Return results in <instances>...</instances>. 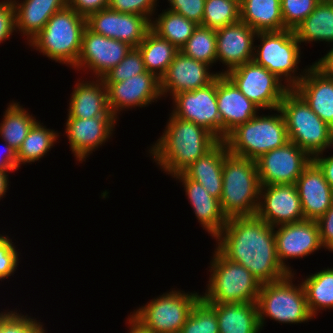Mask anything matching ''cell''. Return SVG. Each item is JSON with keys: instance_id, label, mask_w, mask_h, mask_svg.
Wrapping results in <instances>:
<instances>
[{"instance_id": "9f6ffc18", "label": "cell", "mask_w": 333, "mask_h": 333, "mask_svg": "<svg viewBox=\"0 0 333 333\" xmlns=\"http://www.w3.org/2000/svg\"><path fill=\"white\" fill-rule=\"evenodd\" d=\"M320 1L333 2V0H320Z\"/></svg>"}, {"instance_id": "4316f807", "label": "cell", "mask_w": 333, "mask_h": 333, "mask_svg": "<svg viewBox=\"0 0 333 333\" xmlns=\"http://www.w3.org/2000/svg\"><path fill=\"white\" fill-rule=\"evenodd\" d=\"M16 33L27 44L43 29L53 14L68 5V0H14Z\"/></svg>"}, {"instance_id": "7402d4cb", "label": "cell", "mask_w": 333, "mask_h": 333, "mask_svg": "<svg viewBox=\"0 0 333 333\" xmlns=\"http://www.w3.org/2000/svg\"><path fill=\"white\" fill-rule=\"evenodd\" d=\"M217 104L221 118V140H225L232 130L251 120L261 110L226 75L217 77Z\"/></svg>"}, {"instance_id": "d590c367", "label": "cell", "mask_w": 333, "mask_h": 333, "mask_svg": "<svg viewBox=\"0 0 333 333\" xmlns=\"http://www.w3.org/2000/svg\"><path fill=\"white\" fill-rule=\"evenodd\" d=\"M155 17L151 20V30L159 37L168 40L179 50L198 26V24L188 20L183 15L168 9H163Z\"/></svg>"}, {"instance_id": "8d00e7d4", "label": "cell", "mask_w": 333, "mask_h": 333, "mask_svg": "<svg viewBox=\"0 0 333 333\" xmlns=\"http://www.w3.org/2000/svg\"><path fill=\"white\" fill-rule=\"evenodd\" d=\"M179 51L211 67L216 65V30L198 25Z\"/></svg>"}, {"instance_id": "f35d334b", "label": "cell", "mask_w": 333, "mask_h": 333, "mask_svg": "<svg viewBox=\"0 0 333 333\" xmlns=\"http://www.w3.org/2000/svg\"><path fill=\"white\" fill-rule=\"evenodd\" d=\"M180 333H219L215 310L201 298L195 304Z\"/></svg>"}, {"instance_id": "7c38bea8", "label": "cell", "mask_w": 333, "mask_h": 333, "mask_svg": "<svg viewBox=\"0 0 333 333\" xmlns=\"http://www.w3.org/2000/svg\"><path fill=\"white\" fill-rule=\"evenodd\" d=\"M171 114L191 121L221 140V118L217 107V78L207 86L175 94Z\"/></svg>"}, {"instance_id": "7bdbcfd3", "label": "cell", "mask_w": 333, "mask_h": 333, "mask_svg": "<svg viewBox=\"0 0 333 333\" xmlns=\"http://www.w3.org/2000/svg\"><path fill=\"white\" fill-rule=\"evenodd\" d=\"M9 235L0 234V281L10 278L18 269L20 253L16 243L12 242Z\"/></svg>"}, {"instance_id": "681fc988", "label": "cell", "mask_w": 333, "mask_h": 333, "mask_svg": "<svg viewBox=\"0 0 333 333\" xmlns=\"http://www.w3.org/2000/svg\"><path fill=\"white\" fill-rule=\"evenodd\" d=\"M1 141L4 143V145L2 144L0 146V171H17L18 168L16 151L5 141Z\"/></svg>"}, {"instance_id": "6da1fadb", "label": "cell", "mask_w": 333, "mask_h": 333, "mask_svg": "<svg viewBox=\"0 0 333 333\" xmlns=\"http://www.w3.org/2000/svg\"><path fill=\"white\" fill-rule=\"evenodd\" d=\"M214 241V247L229 260L243 265L260 284L289 275L277 256L274 227L257 215L229 218Z\"/></svg>"}, {"instance_id": "816d5d0a", "label": "cell", "mask_w": 333, "mask_h": 333, "mask_svg": "<svg viewBox=\"0 0 333 333\" xmlns=\"http://www.w3.org/2000/svg\"><path fill=\"white\" fill-rule=\"evenodd\" d=\"M328 47L330 49L327 50V53L314 61L312 65L325 76L333 78V44Z\"/></svg>"}, {"instance_id": "8fae6325", "label": "cell", "mask_w": 333, "mask_h": 333, "mask_svg": "<svg viewBox=\"0 0 333 333\" xmlns=\"http://www.w3.org/2000/svg\"><path fill=\"white\" fill-rule=\"evenodd\" d=\"M226 76L240 92L257 107L270 112L278 109L284 94L289 90L273 73L254 61L230 70Z\"/></svg>"}, {"instance_id": "c3c4849f", "label": "cell", "mask_w": 333, "mask_h": 333, "mask_svg": "<svg viewBox=\"0 0 333 333\" xmlns=\"http://www.w3.org/2000/svg\"><path fill=\"white\" fill-rule=\"evenodd\" d=\"M68 6L87 18L89 15L107 8L109 0H68Z\"/></svg>"}, {"instance_id": "5bb4252c", "label": "cell", "mask_w": 333, "mask_h": 333, "mask_svg": "<svg viewBox=\"0 0 333 333\" xmlns=\"http://www.w3.org/2000/svg\"><path fill=\"white\" fill-rule=\"evenodd\" d=\"M312 157L295 143L288 141L283 146L262 154L257 160L261 185L296 184Z\"/></svg>"}, {"instance_id": "e575fe53", "label": "cell", "mask_w": 333, "mask_h": 333, "mask_svg": "<svg viewBox=\"0 0 333 333\" xmlns=\"http://www.w3.org/2000/svg\"><path fill=\"white\" fill-rule=\"evenodd\" d=\"M142 53L146 71L154 74L161 79L175 55L179 52L168 40L159 37L155 32L150 30L142 42L138 45Z\"/></svg>"}, {"instance_id": "2e32d148", "label": "cell", "mask_w": 333, "mask_h": 333, "mask_svg": "<svg viewBox=\"0 0 333 333\" xmlns=\"http://www.w3.org/2000/svg\"><path fill=\"white\" fill-rule=\"evenodd\" d=\"M274 234L278 259L289 274L297 273L288 264V260L302 259L323 249L316 221L305 219L279 225L274 227Z\"/></svg>"}, {"instance_id": "f907efd6", "label": "cell", "mask_w": 333, "mask_h": 333, "mask_svg": "<svg viewBox=\"0 0 333 333\" xmlns=\"http://www.w3.org/2000/svg\"><path fill=\"white\" fill-rule=\"evenodd\" d=\"M312 161L319 167L322 171L324 178L333 188V154L330 156L324 155V152L319 153L312 157Z\"/></svg>"}, {"instance_id": "9c48e42d", "label": "cell", "mask_w": 333, "mask_h": 333, "mask_svg": "<svg viewBox=\"0 0 333 333\" xmlns=\"http://www.w3.org/2000/svg\"><path fill=\"white\" fill-rule=\"evenodd\" d=\"M273 111L267 115L259 112L232 130L224 140L229 153L257 160L262 154L287 143L289 137L284 117L279 109Z\"/></svg>"}, {"instance_id": "60d3db41", "label": "cell", "mask_w": 333, "mask_h": 333, "mask_svg": "<svg viewBox=\"0 0 333 333\" xmlns=\"http://www.w3.org/2000/svg\"><path fill=\"white\" fill-rule=\"evenodd\" d=\"M146 72L143 56L138 47H132L119 64L113 67L102 79L104 82H122L130 77Z\"/></svg>"}, {"instance_id": "30bf717a", "label": "cell", "mask_w": 333, "mask_h": 333, "mask_svg": "<svg viewBox=\"0 0 333 333\" xmlns=\"http://www.w3.org/2000/svg\"><path fill=\"white\" fill-rule=\"evenodd\" d=\"M169 291L130 312L152 333H180L195 304L201 299L200 292L175 288Z\"/></svg>"}, {"instance_id": "ba28073f", "label": "cell", "mask_w": 333, "mask_h": 333, "mask_svg": "<svg viewBox=\"0 0 333 333\" xmlns=\"http://www.w3.org/2000/svg\"><path fill=\"white\" fill-rule=\"evenodd\" d=\"M278 109L284 117L289 141L311 157L333 148L330 126L317 116L294 89L284 94Z\"/></svg>"}, {"instance_id": "277c9868", "label": "cell", "mask_w": 333, "mask_h": 333, "mask_svg": "<svg viewBox=\"0 0 333 333\" xmlns=\"http://www.w3.org/2000/svg\"><path fill=\"white\" fill-rule=\"evenodd\" d=\"M222 179L220 206L227 219L256 215L261 189L256 160L228 153Z\"/></svg>"}, {"instance_id": "d6986e66", "label": "cell", "mask_w": 333, "mask_h": 333, "mask_svg": "<svg viewBox=\"0 0 333 333\" xmlns=\"http://www.w3.org/2000/svg\"><path fill=\"white\" fill-rule=\"evenodd\" d=\"M256 215L272 227L305 220L296 185H261Z\"/></svg>"}, {"instance_id": "9a60e30c", "label": "cell", "mask_w": 333, "mask_h": 333, "mask_svg": "<svg viewBox=\"0 0 333 333\" xmlns=\"http://www.w3.org/2000/svg\"><path fill=\"white\" fill-rule=\"evenodd\" d=\"M104 83L110 111L117 119L123 111L136 109V107L145 108L162 98L160 79L148 71L122 82Z\"/></svg>"}, {"instance_id": "bcb514c9", "label": "cell", "mask_w": 333, "mask_h": 333, "mask_svg": "<svg viewBox=\"0 0 333 333\" xmlns=\"http://www.w3.org/2000/svg\"><path fill=\"white\" fill-rule=\"evenodd\" d=\"M16 32L15 9L12 1H0V44Z\"/></svg>"}, {"instance_id": "d4e9b609", "label": "cell", "mask_w": 333, "mask_h": 333, "mask_svg": "<svg viewBox=\"0 0 333 333\" xmlns=\"http://www.w3.org/2000/svg\"><path fill=\"white\" fill-rule=\"evenodd\" d=\"M77 79L70 94L67 117L90 119L94 117H115L109 108L107 89L103 79L89 76Z\"/></svg>"}, {"instance_id": "4fadbf2b", "label": "cell", "mask_w": 333, "mask_h": 333, "mask_svg": "<svg viewBox=\"0 0 333 333\" xmlns=\"http://www.w3.org/2000/svg\"><path fill=\"white\" fill-rule=\"evenodd\" d=\"M132 47L122 41L91 31L87 26L82 35V47L75 71H86L93 78L102 79L124 59Z\"/></svg>"}, {"instance_id": "5b68a950", "label": "cell", "mask_w": 333, "mask_h": 333, "mask_svg": "<svg viewBox=\"0 0 333 333\" xmlns=\"http://www.w3.org/2000/svg\"><path fill=\"white\" fill-rule=\"evenodd\" d=\"M209 279L201 298L208 304L256 302L261 284L243 265L226 258L216 247Z\"/></svg>"}, {"instance_id": "7dc6e473", "label": "cell", "mask_w": 333, "mask_h": 333, "mask_svg": "<svg viewBox=\"0 0 333 333\" xmlns=\"http://www.w3.org/2000/svg\"><path fill=\"white\" fill-rule=\"evenodd\" d=\"M323 249L333 252V204L317 221Z\"/></svg>"}, {"instance_id": "1f68e13d", "label": "cell", "mask_w": 333, "mask_h": 333, "mask_svg": "<svg viewBox=\"0 0 333 333\" xmlns=\"http://www.w3.org/2000/svg\"><path fill=\"white\" fill-rule=\"evenodd\" d=\"M302 285L305 290L307 306L314 318L322 311L333 310V268L324 267L314 274L304 275ZM322 310V311H321ZM321 311V312H319Z\"/></svg>"}, {"instance_id": "52a82bcc", "label": "cell", "mask_w": 333, "mask_h": 333, "mask_svg": "<svg viewBox=\"0 0 333 333\" xmlns=\"http://www.w3.org/2000/svg\"><path fill=\"white\" fill-rule=\"evenodd\" d=\"M295 275L289 274L283 279L261 284L256 301L261 330L267 318L281 325H298L315 319L309 312L302 283H294Z\"/></svg>"}, {"instance_id": "f1b7e54d", "label": "cell", "mask_w": 333, "mask_h": 333, "mask_svg": "<svg viewBox=\"0 0 333 333\" xmlns=\"http://www.w3.org/2000/svg\"><path fill=\"white\" fill-rule=\"evenodd\" d=\"M209 305L216 312L219 333H261L256 302Z\"/></svg>"}, {"instance_id": "f546056e", "label": "cell", "mask_w": 333, "mask_h": 333, "mask_svg": "<svg viewBox=\"0 0 333 333\" xmlns=\"http://www.w3.org/2000/svg\"><path fill=\"white\" fill-rule=\"evenodd\" d=\"M240 20L256 32L287 29L281 14V0H240Z\"/></svg>"}, {"instance_id": "ffe728a7", "label": "cell", "mask_w": 333, "mask_h": 333, "mask_svg": "<svg viewBox=\"0 0 333 333\" xmlns=\"http://www.w3.org/2000/svg\"><path fill=\"white\" fill-rule=\"evenodd\" d=\"M206 63L187 57L180 51L175 55L165 75L160 79V90L163 98L170 99L178 93L189 92L212 83L218 72L210 70Z\"/></svg>"}, {"instance_id": "7a4b0ae2", "label": "cell", "mask_w": 333, "mask_h": 333, "mask_svg": "<svg viewBox=\"0 0 333 333\" xmlns=\"http://www.w3.org/2000/svg\"><path fill=\"white\" fill-rule=\"evenodd\" d=\"M164 128L147 152L153 163L171 177L183 172L219 141L204 127L171 113Z\"/></svg>"}, {"instance_id": "83f0119b", "label": "cell", "mask_w": 333, "mask_h": 333, "mask_svg": "<svg viewBox=\"0 0 333 333\" xmlns=\"http://www.w3.org/2000/svg\"><path fill=\"white\" fill-rule=\"evenodd\" d=\"M229 153L224 140H219L208 152L187 167L183 173L206 188L213 197L220 200L223 187V161Z\"/></svg>"}, {"instance_id": "603a6c76", "label": "cell", "mask_w": 333, "mask_h": 333, "mask_svg": "<svg viewBox=\"0 0 333 333\" xmlns=\"http://www.w3.org/2000/svg\"><path fill=\"white\" fill-rule=\"evenodd\" d=\"M182 183L185 196L192 207L195 218L211 237L215 239L227 223L220 200L211 196L201 184L189 179L183 172L175 174L172 179Z\"/></svg>"}, {"instance_id": "ee69618b", "label": "cell", "mask_w": 333, "mask_h": 333, "mask_svg": "<svg viewBox=\"0 0 333 333\" xmlns=\"http://www.w3.org/2000/svg\"><path fill=\"white\" fill-rule=\"evenodd\" d=\"M159 0H109V8L116 12L138 14L150 21L157 14Z\"/></svg>"}, {"instance_id": "836d02e7", "label": "cell", "mask_w": 333, "mask_h": 333, "mask_svg": "<svg viewBox=\"0 0 333 333\" xmlns=\"http://www.w3.org/2000/svg\"><path fill=\"white\" fill-rule=\"evenodd\" d=\"M43 125L41 120H38L32 126L21 147L16 152L18 169L21 165L39 162L40 159L51 151V148H53L57 140H59L61 135L57 130L49 129Z\"/></svg>"}, {"instance_id": "ab89813d", "label": "cell", "mask_w": 333, "mask_h": 333, "mask_svg": "<svg viewBox=\"0 0 333 333\" xmlns=\"http://www.w3.org/2000/svg\"><path fill=\"white\" fill-rule=\"evenodd\" d=\"M16 309V310H15ZM14 310L0 311V333H46L41 320Z\"/></svg>"}, {"instance_id": "e0dca14e", "label": "cell", "mask_w": 333, "mask_h": 333, "mask_svg": "<svg viewBox=\"0 0 333 333\" xmlns=\"http://www.w3.org/2000/svg\"><path fill=\"white\" fill-rule=\"evenodd\" d=\"M66 118L64 133L78 163L86 162L93 152L113 137L118 122L116 117Z\"/></svg>"}, {"instance_id": "484cf974", "label": "cell", "mask_w": 333, "mask_h": 333, "mask_svg": "<svg viewBox=\"0 0 333 333\" xmlns=\"http://www.w3.org/2000/svg\"><path fill=\"white\" fill-rule=\"evenodd\" d=\"M329 126L333 123V78L310 65L302 80L293 88Z\"/></svg>"}, {"instance_id": "11a10c76", "label": "cell", "mask_w": 333, "mask_h": 333, "mask_svg": "<svg viewBox=\"0 0 333 333\" xmlns=\"http://www.w3.org/2000/svg\"><path fill=\"white\" fill-rule=\"evenodd\" d=\"M330 130H331V134H332V138H333V123L330 125Z\"/></svg>"}, {"instance_id": "f5cc1de1", "label": "cell", "mask_w": 333, "mask_h": 333, "mask_svg": "<svg viewBox=\"0 0 333 333\" xmlns=\"http://www.w3.org/2000/svg\"><path fill=\"white\" fill-rule=\"evenodd\" d=\"M126 324L129 327L127 333H152L150 330L145 328L139 321H137L131 314L126 319Z\"/></svg>"}, {"instance_id": "db71d44e", "label": "cell", "mask_w": 333, "mask_h": 333, "mask_svg": "<svg viewBox=\"0 0 333 333\" xmlns=\"http://www.w3.org/2000/svg\"><path fill=\"white\" fill-rule=\"evenodd\" d=\"M10 172L15 171H0V200L5 198L7 190L9 189V186H11L9 183V174Z\"/></svg>"}, {"instance_id": "f6af8a7d", "label": "cell", "mask_w": 333, "mask_h": 333, "mask_svg": "<svg viewBox=\"0 0 333 333\" xmlns=\"http://www.w3.org/2000/svg\"><path fill=\"white\" fill-rule=\"evenodd\" d=\"M167 2L170 6L167 8L168 10L202 25L205 0H167Z\"/></svg>"}, {"instance_id": "74e56055", "label": "cell", "mask_w": 333, "mask_h": 333, "mask_svg": "<svg viewBox=\"0 0 333 333\" xmlns=\"http://www.w3.org/2000/svg\"><path fill=\"white\" fill-rule=\"evenodd\" d=\"M240 0H205L203 27L218 30L240 20Z\"/></svg>"}, {"instance_id": "d6a6232c", "label": "cell", "mask_w": 333, "mask_h": 333, "mask_svg": "<svg viewBox=\"0 0 333 333\" xmlns=\"http://www.w3.org/2000/svg\"><path fill=\"white\" fill-rule=\"evenodd\" d=\"M17 101H10L0 123V139L16 152L21 147L32 126L38 121Z\"/></svg>"}, {"instance_id": "ac0fdd59", "label": "cell", "mask_w": 333, "mask_h": 333, "mask_svg": "<svg viewBox=\"0 0 333 333\" xmlns=\"http://www.w3.org/2000/svg\"><path fill=\"white\" fill-rule=\"evenodd\" d=\"M86 26L95 33L138 47L151 30V21L138 14L116 12L107 7L89 15Z\"/></svg>"}, {"instance_id": "4dcf8cb0", "label": "cell", "mask_w": 333, "mask_h": 333, "mask_svg": "<svg viewBox=\"0 0 333 333\" xmlns=\"http://www.w3.org/2000/svg\"><path fill=\"white\" fill-rule=\"evenodd\" d=\"M299 43L333 44V2L320 1L314 11L295 29Z\"/></svg>"}, {"instance_id": "3957f363", "label": "cell", "mask_w": 333, "mask_h": 333, "mask_svg": "<svg viewBox=\"0 0 333 333\" xmlns=\"http://www.w3.org/2000/svg\"><path fill=\"white\" fill-rule=\"evenodd\" d=\"M86 18L68 5L52 15L43 29L26 45L49 60L73 68L82 47Z\"/></svg>"}, {"instance_id": "cb8c5ba5", "label": "cell", "mask_w": 333, "mask_h": 333, "mask_svg": "<svg viewBox=\"0 0 333 333\" xmlns=\"http://www.w3.org/2000/svg\"><path fill=\"white\" fill-rule=\"evenodd\" d=\"M295 185L304 219L317 221L333 204V188L313 161L303 170Z\"/></svg>"}, {"instance_id": "8992f818", "label": "cell", "mask_w": 333, "mask_h": 333, "mask_svg": "<svg viewBox=\"0 0 333 333\" xmlns=\"http://www.w3.org/2000/svg\"><path fill=\"white\" fill-rule=\"evenodd\" d=\"M255 40L258 43L260 41V44L255 43L253 61L273 73L289 89H293L310 66L299 69L303 51L294 30L257 32Z\"/></svg>"}, {"instance_id": "b9f144b4", "label": "cell", "mask_w": 333, "mask_h": 333, "mask_svg": "<svg viewBox=\"0 0 333 333\" xmlns=\"http://www.w3.org/2000/svg\"><path fill=\"white\" fill-rule=\"evenodd\" d=\"M320 0H281L284 26L294 30L315 9Z\"/></svg>"}, {"instance_id": "44dd1931", "label": "cell", "mask_w": 333, "mask_h": 333, "mask_svg": "<svg viewBox=\"0 0 333 333\" xmlns=\"http://www.w3.org/2000/svg\"><path fill=\"white\" fill-rule=\"evenodd\" d=\"M256 35L257 32L241 20L216 30L217 62L225 66L218 71L219 75L253 61Z\"/></svg>"}]
</instances>
